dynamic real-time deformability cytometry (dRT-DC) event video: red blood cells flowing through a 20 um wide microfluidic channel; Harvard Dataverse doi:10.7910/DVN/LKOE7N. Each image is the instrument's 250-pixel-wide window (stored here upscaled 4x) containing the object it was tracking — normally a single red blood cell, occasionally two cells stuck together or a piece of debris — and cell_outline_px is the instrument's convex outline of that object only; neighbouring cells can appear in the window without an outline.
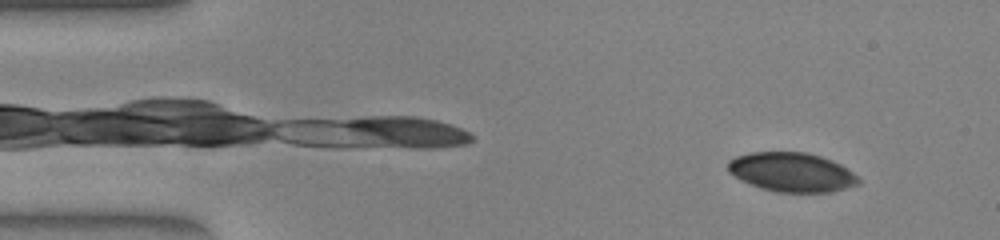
{"species": "common noctule bat (a hibernating species)", "species_latin": "Nyctalus noctula", "temperature_condition": "warm", "stored_images_in_passage": 39, "camera_frame_rate_fps": 3000, "um_per_image_px": 0.085, "animal": {"sex": "female", "body_mass_g": 23.0, "forearm_length_mm": 53.4}, "frame": {"image": 1, "passage_image": 4, "time_ms": 1.0, "image_size_px": [1000, 240], "cell_outline_px": [[860, 184], [828, 192], [776, 192], [760, 188], [740, 180], [728, 172], [728, 160], [736, 156], [752, 152], [804, 152], [820, 156], [840, 164], [852, 172], [860, 180]], "centroid_in_image_um": [67.26, 14.63], "position_along_channel_um": 17.7, "area_um2": 29.71}}
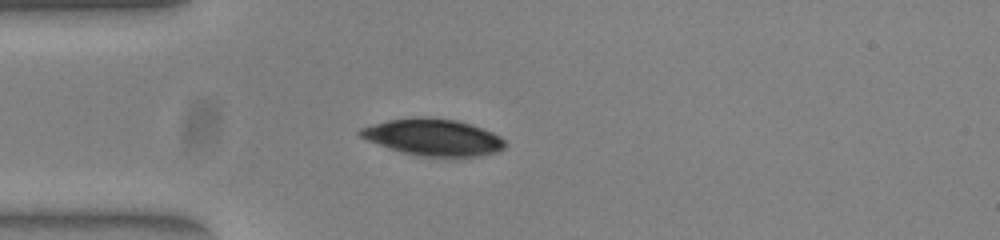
{"frame": {"image": 2, "passage_image": 13, "time_ms": 4.0, "image_size_px": [1000, 240], "cell_outline_px": [[508, 144], [504, 148], [496, 152], [476, 156], [424, 156], [404, 152], [388, 148], [368, 140], [360, 136], [356, 132], [360, 128], [388, 120], [456, 120], [472, 124], [492, 132], [500, 136]], "centroid_in_image_um": [36.87, 11.7], "position_along_channel_um": 48.1, "area_um2": 29.77}}